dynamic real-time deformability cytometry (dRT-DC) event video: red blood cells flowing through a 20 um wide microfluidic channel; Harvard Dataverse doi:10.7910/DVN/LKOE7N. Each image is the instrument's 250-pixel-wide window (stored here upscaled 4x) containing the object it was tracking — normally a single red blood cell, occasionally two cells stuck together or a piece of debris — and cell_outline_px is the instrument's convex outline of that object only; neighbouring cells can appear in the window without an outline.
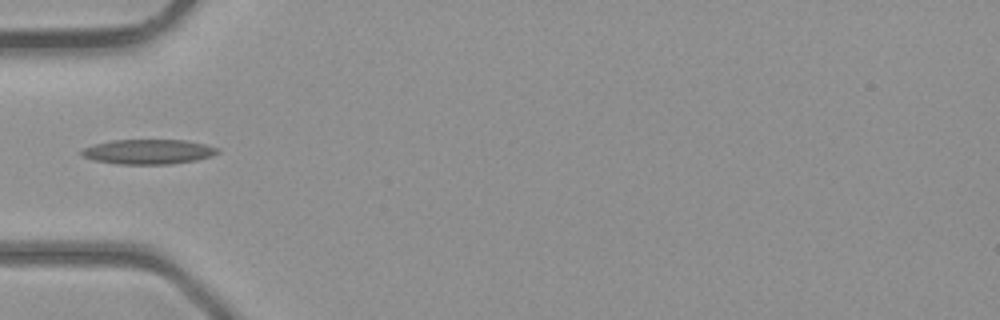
{"species": "common noctule bat (a hibernating species)", "species_latin": "Nyctalus noctula", "temperature_condition": "room temperature", "stored_images_in_passage": 1, "camera_frame_rate_fps": 3000, "um_per_image_px": 0.085, "animal": {"sex": "male", "body_mass_g": 23.1, "forearm_length_mm": 52.7}, "frame": {"image": 1, "passage_image": 1, "time_ms": 0.0, "image_size_px": [1000, 320], "cell_outline_px": [[220, 152], [212, 156], [196, 160], [172, 164], [120, 164], [92, 160], [84, 156], [80, 152], [84, 148], [96, 144], [112, 140], [188, 140], [220, 148]], "centroid_in_image_um": [12.66, 12.9], "position_along_channel_um": 72.3, "area_um2": 19.65}}